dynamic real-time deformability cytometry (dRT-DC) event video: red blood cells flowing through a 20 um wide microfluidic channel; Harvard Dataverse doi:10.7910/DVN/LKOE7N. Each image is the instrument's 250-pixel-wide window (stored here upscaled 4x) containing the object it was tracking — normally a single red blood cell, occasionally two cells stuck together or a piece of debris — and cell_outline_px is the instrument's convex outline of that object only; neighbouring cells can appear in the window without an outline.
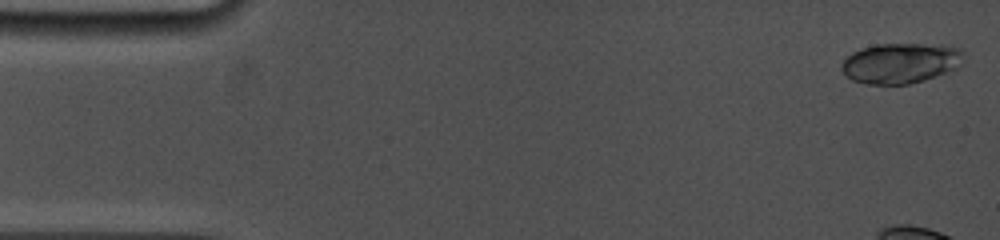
{"species": "common noctule bat (a hibernating species)", "species_latin": "Nyctalus noctula", "temperature_condition": "cold", "stored_images_in_passage": 9, "camera_frame_rate_fps": 5000, "um_per_image_px": 0.085, "animal": {"sex": "female", "body_mass_g": 19.0, "forearm_length_mm": 53.3}, "frame": {"image": 1, "passage_image": 1, "time_ms": 0.0, "image_size_px": [1000, 240], "cell_outline_px": [[960, 64], [956, 68], [924, 80], [908, 84], [868, 84], [852, 80], [844, 76], [844, 60], [852, 52], [864, 48], [880, 44], [944, 44], [956, 48], [960, 52]], "centroid_in_image_um": [76.52, 5.37], "position_along_channel_um": 8.5, "area_um2": 28.09}}